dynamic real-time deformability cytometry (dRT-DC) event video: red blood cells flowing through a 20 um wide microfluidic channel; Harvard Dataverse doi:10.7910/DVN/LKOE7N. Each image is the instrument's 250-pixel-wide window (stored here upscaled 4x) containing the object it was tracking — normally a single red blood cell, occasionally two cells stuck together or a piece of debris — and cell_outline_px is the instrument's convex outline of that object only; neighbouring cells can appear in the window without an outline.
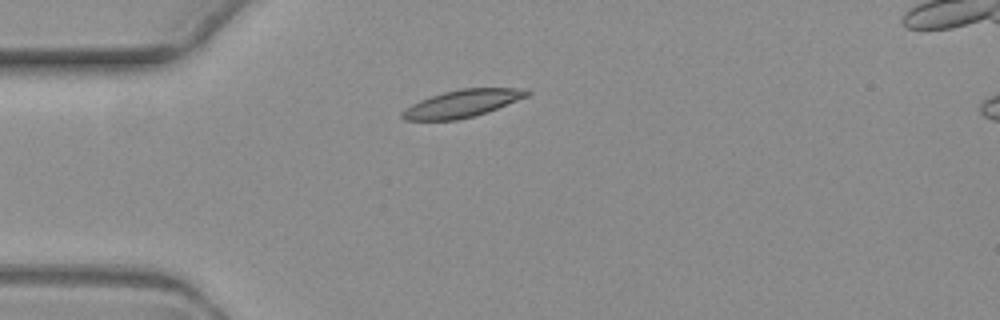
{"species": "common noctule bat (a hibernating species)", "species_latin": "Nyctalus noctula", "temperature_condition": "warm", "stored_images_in_passage": 4, "camera_frame_rate_fps": 3000, "um_per_image_px": 0.085, "animal": {"sex": "female", "body_mass_g": 19.3, "forearm_length_mm": 54.1}, "frame": {"image": 1, "passage_image": 3, "time_ms": 3.333, "image_size_px": [1000, 320], "cell_outline_px": [[532, 92], [528, 96], [488, 112], [476, 116], [456, 120], [404, 120], [400, 116], [400, 112], [412, 104], [420, 100], [444, 92], [460, 88], [524, 88]], "centroid_in_image_um": [39.3, 8.8], "position_along_channel_um": 45.7, "area_um2": 20.0}}